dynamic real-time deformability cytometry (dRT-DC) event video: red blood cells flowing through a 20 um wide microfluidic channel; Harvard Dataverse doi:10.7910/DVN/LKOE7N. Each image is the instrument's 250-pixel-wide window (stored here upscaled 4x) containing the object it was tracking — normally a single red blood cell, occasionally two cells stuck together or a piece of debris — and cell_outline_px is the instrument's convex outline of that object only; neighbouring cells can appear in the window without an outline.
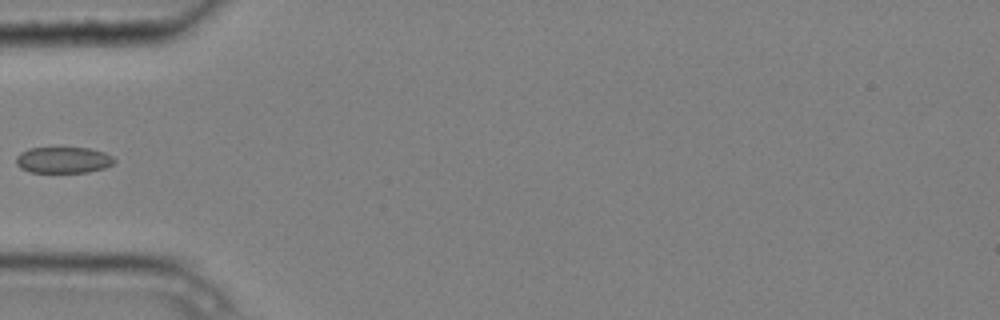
{"species": "common noctule bat (a hibernating species)", "species_latin": "Nyctalus noctula", "temperature_condition": "cold", "stored_images_in_passage": 6, "camera_frame_rate_fps": 3000, "um_per_image_px": 0.085, "animal": {"sex": "male", "body_mass_g": 20.4}, "frame": {"image": 1, "passage_image": 5, "time_ms": 1.333, "image_size_px": [1000, 320], "cell_outline_px": [[116, 160], [112, 164], [104, 168], [88, 172], [28, 172], [20, 168], [16, 164], [16, 156], [20, 152], [28, 148], [88, 148], [104, 152], [112, 156]], "centroid_in_image_um": [5.35, 13.6], "position_along_channel_um": 79.6, "area_um2": 15.03}}
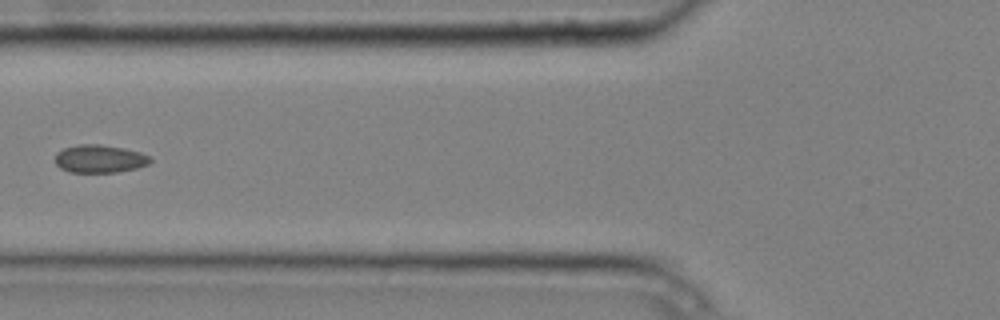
{"frame": {"image": 2, "passage_image": 6, "time_ms": 1.667, "image_size_px": [1000, 320], "cell_outline_px": [[152, 160], [148, 164], [136, 168], [116, 172], [68, 172], [60, 168], [56, 164], [56, 152], [64, 148], [80, 144], [100, 144], [124, 148], [140, 152], [152, 156]], "centroid_in_image_um": [8.48, 13.49], "position_along_channel_um": 117.3, "area_um2": 15.55}}